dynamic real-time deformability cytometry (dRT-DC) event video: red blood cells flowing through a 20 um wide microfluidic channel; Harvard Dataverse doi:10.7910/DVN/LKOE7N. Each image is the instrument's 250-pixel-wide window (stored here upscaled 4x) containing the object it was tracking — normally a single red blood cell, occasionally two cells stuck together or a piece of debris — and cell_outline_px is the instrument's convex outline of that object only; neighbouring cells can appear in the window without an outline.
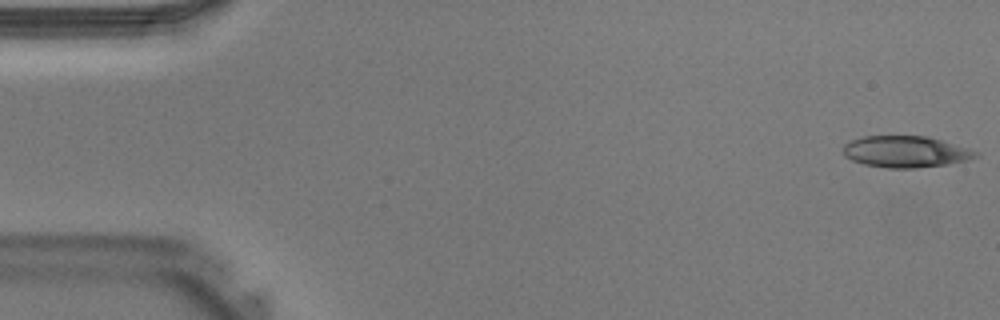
{"species": "Egyptian fruit bat (a non-hibernating species)", "species_latin": "Rousettus aegyptiacus", "temperature_condition": "warm", "stored_images_in_passage": 40, "camera_frame_rate_fps": 3000, "um_per_image_px": 0.085, "animal": {"sex": "male"}, "frame": {"image": 1, "passage_image": 1, "time_ms": 0.0, "image_size_px": [1000, 320], "cell_outline_px": [[980, 156], [968, 160], [948, 164], [916, 168], [888, 168], [864, 164], [852, 160], [844, 156], [844, 144], [852, 140], [864, 136], [928, 136], [968, 148], [980, 152]], "centroid_in_image_um": [77.01, 12.9], "position_along_channel_um": 8.0, "area_um2": 24.33}}
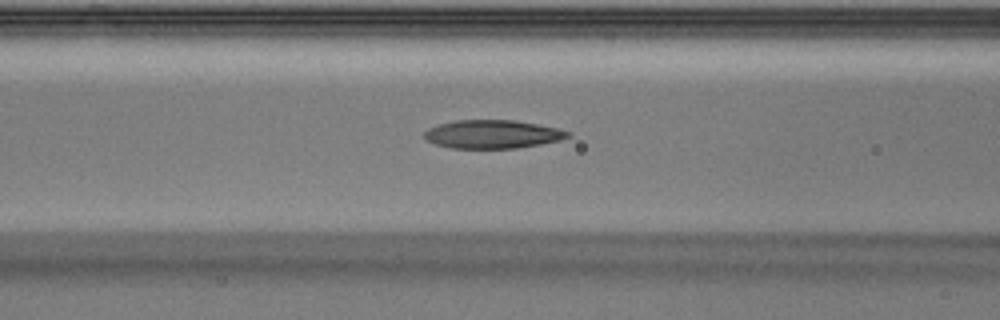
{"frame": {"image": 2, "passage_image": 16, "time_ms": 5.0, "image_size_px": [1000, 320], "cell_outline_px": [[572, 136], [560, 140], [540, 144], [516, 148], [452, 148], [436, 144], [428, 140], [424, 136], [424, 132], [428, 128], [440, 124], [456, 120], [512, 120], [536, 124], [556, 128], [572, 132]], "centroid_in_image_um": [41.89, 11.41], "position_along_channel_um": 124.7, "area_um2": 23.58}}
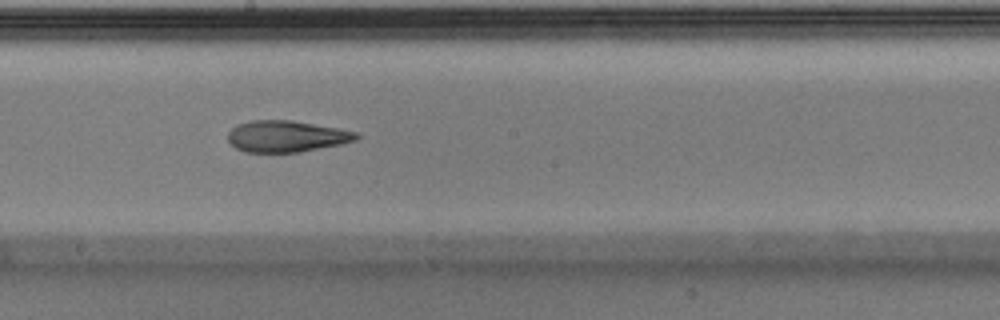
{"frame": {"image": 3, "passage_image": 22, "time_ms": 7.0, "image_size_px": [1000, 320], "cell_outline_px": [[360, 136], [356, 140], [340, 144], [300, 152], [244, 152], [236, 148], [228, 140], [228, 132], [236, 124], [252, 120], [288, 120], [340, 128], [356, 132]], "centroid_in_image_um": [24.33, 11.58], "position_along_channel_um": 223.9, "area_um2": 23.47}}